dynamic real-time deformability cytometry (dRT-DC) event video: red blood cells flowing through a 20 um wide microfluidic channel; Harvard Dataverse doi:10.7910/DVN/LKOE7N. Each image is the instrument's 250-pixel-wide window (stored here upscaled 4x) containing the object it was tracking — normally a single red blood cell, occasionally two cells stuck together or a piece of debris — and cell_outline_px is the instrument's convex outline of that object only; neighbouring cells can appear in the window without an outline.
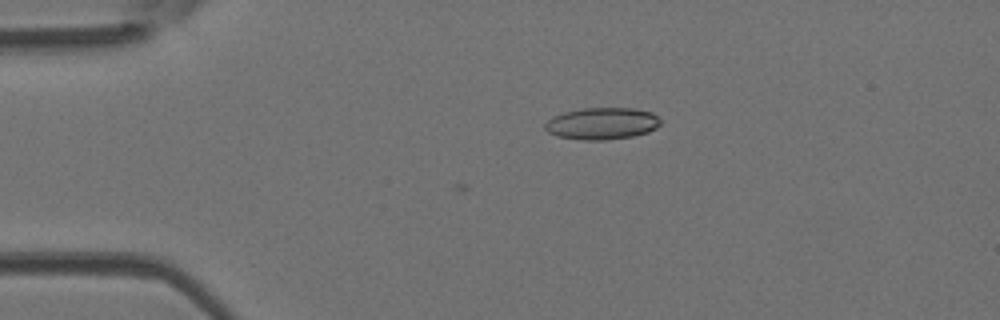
{"species": "Egyptian fruit bat (a non-hibernating species)", "species_latin": "Rousettus aegyptiacus", "temperature_condition": "room temperature", "stored_images_in_passage": 4, "camera_frame_rate_fps": 3000, "um_per_image_px": 0.085, "animal": {"sex": "female"}, "frame": {"image": 1, "passage_image": 1, "time_ms": 0.0, "image_size_px": [1000, 320], "cell_outline_px": [[660, 124], [656, 128], [648, 132], [632, 136], [604, 140], [580, 140], [556, 136], [548, 132], [544, 128], [544, 124], [552, 116], [564, 112], [584, 108], [632, 108], [652, 112], [660, 120]], "centroid_in_image_um": [51.14, 10.5], "position_along_channel_um": 33.9, "area_um2": 21.5}}